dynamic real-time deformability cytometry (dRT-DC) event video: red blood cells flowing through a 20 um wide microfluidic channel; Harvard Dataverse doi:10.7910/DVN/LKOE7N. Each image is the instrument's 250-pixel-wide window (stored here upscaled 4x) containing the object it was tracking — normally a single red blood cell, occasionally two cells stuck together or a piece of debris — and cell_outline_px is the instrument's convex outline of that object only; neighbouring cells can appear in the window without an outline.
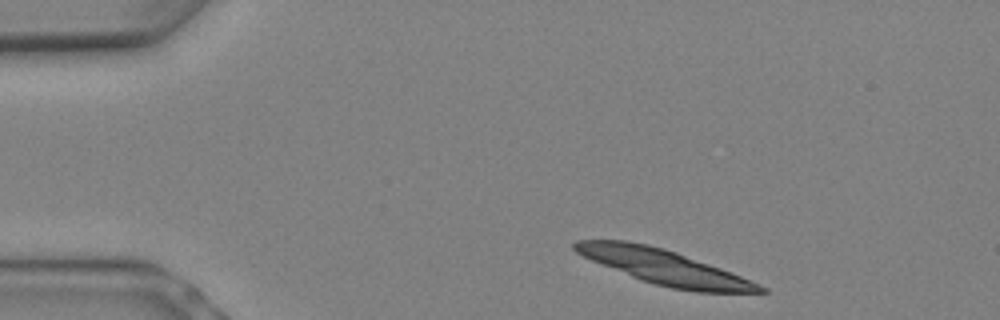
{"species": "Egyptian fruit bat (a non-hibernating species)", "species_latin": "Rousettus aegyptiacus", "temperature_condition": "warm", "stored_images_in_passage": 8, "segment_of_instrument_passage": [1, 2], "camera_frame_rate_fps": 3000, "um_per_image_px": 0.085, "animal": {"sex": "female"}, "frame": {"image": 1, "passage_image": 1, "time_ms": 0.0, "image_size_px": [1000, 320], "cell_outline_px": [[768, 292], [704, 292], [676, 288], [656, 284], [644, 280], [584, 256], [572, 244], [580, 240], [620, 240], [644, 244], [660, 248], [672, 252], [728, 272], [748, 280], [764, 288]], "centroid_in_image_um": [56.43, 22.69], "position_along_channel_um": 28.6, "area_um2": 34.8}}